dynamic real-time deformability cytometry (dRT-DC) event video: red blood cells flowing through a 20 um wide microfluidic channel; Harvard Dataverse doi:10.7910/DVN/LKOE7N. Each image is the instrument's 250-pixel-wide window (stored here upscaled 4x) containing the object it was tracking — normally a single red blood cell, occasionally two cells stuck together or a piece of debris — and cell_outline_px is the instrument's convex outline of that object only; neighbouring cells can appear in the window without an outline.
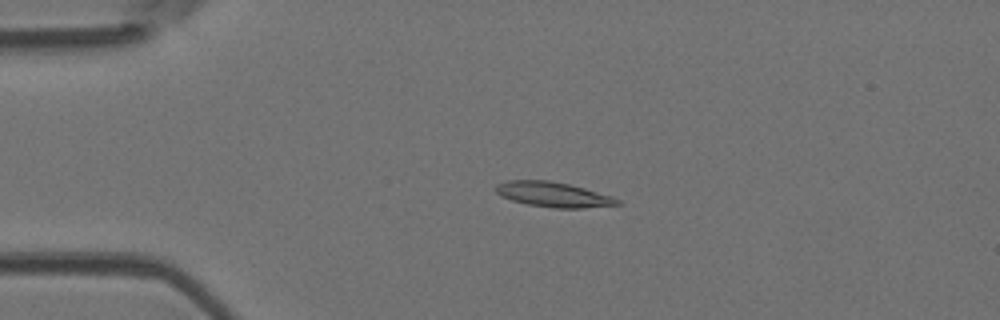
{"species": "Egyptian fruit bat (a non-hibernating species)", "species_latin": "Rousettus aegyptiacus", "temperature_condition": "room temperature", "stored_images_in_passage": 5, "camera_frame_rate_fps": 3000, "um_per_image_px": 0.085, "animal": {"sex": "female"}, "frame": {"image": 1, "passage_image": 4, "time_ms": 1.0, "image_size_px": [1000, 320], "cell_outline_px": [[620, 204], [584, 208], [552, 208], [528, 204], [512, 200], [500, 196], [492, 188], [496, 184], [508, 180], [548, 180], [568, 184], [584, 188], [612, 196], [620, 200]], "centroid_in_image_um": [46.98, 16.53], "position_along_channel_um": 38.0, "area_um2": 17.74}}